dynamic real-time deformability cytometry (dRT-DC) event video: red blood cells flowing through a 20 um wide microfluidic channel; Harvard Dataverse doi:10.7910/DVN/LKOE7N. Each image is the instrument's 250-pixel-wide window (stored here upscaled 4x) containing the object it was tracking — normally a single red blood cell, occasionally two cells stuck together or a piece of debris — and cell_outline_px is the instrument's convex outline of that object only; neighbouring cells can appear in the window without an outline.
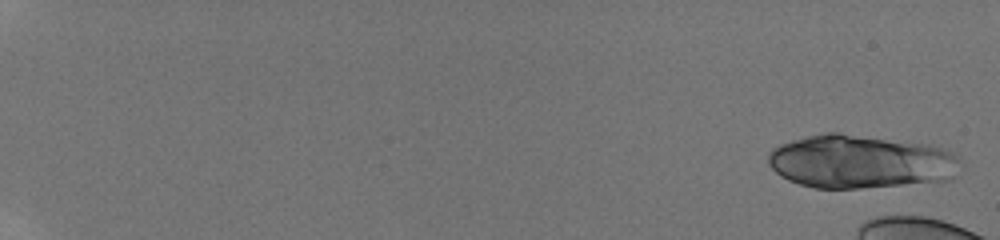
{"species": "human", "species_latin": "Homo sapiens", "temperature_condition": "room temperature", "stored_images_in_passage": 12, "camera_frame_rate_fps": 3000, "um_per_image_px": 0.085, "donor": {"sex": "male"}, "frame": {"image": 1, "passage_image": 1, "time_ms": 0.0, "image_size_px": [1000, 240], "cell_outline_px": [[956, 176], [952, 180], [860, 188], [816, 188], [800, 184], [788, 180], [780, 176], [768, 164], [768, 152], [772, 148], [780, 144], [804, 136], [824, 132], [840, 132], [928, 144], [944, 148], [956, 152]], "centroid_in_image_um": [73.1, 13.72], "position_along_channel_um": 11.9, "area_um2": 60.23}}